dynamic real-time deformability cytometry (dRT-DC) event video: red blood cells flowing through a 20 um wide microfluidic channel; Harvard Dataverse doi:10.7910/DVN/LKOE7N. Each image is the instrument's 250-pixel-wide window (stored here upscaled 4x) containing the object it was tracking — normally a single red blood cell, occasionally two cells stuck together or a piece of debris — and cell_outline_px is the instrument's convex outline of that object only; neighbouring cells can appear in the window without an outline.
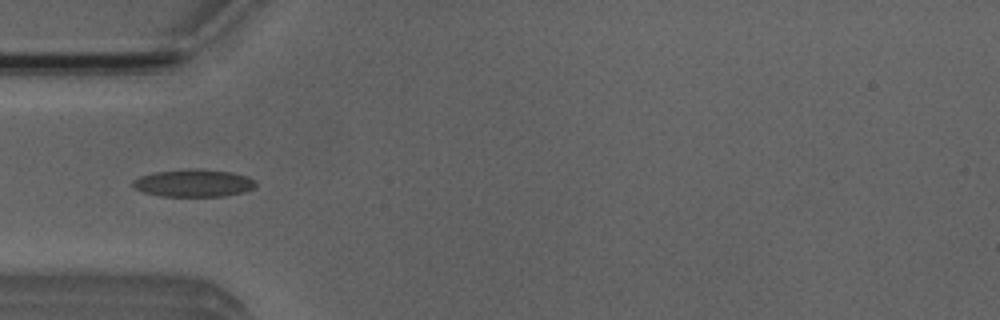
{"species": "Egyptian fruit bat (a non-hibernating species)", "species_latin": "Rousettus aegyptiacus", "temperature_condition": "room temperature", "stored_images_in_passage": 13, "camera_frame_rate_fps": 3000, "um_per_image_px": 0.085, "animal": {"sex": "male"}, "frame": {"image": 1, "passage_image": 4, "time_ms": 1.0, "image_size_px": [1000, 320], "cell_outline_px": [[256, 184], [252, 188], [244, 192], [224, 196], [160, 196], [144, 192], [132, 188], [132, 180], [140, 176], [152, 172], [192, 168], [200, 168], [232, 172], [248, 176], [256, 180]], "centroid_in_image_um": [16.44, 15.55], "position_along_channel_um": 68.6, "area_um2": 20.0}}